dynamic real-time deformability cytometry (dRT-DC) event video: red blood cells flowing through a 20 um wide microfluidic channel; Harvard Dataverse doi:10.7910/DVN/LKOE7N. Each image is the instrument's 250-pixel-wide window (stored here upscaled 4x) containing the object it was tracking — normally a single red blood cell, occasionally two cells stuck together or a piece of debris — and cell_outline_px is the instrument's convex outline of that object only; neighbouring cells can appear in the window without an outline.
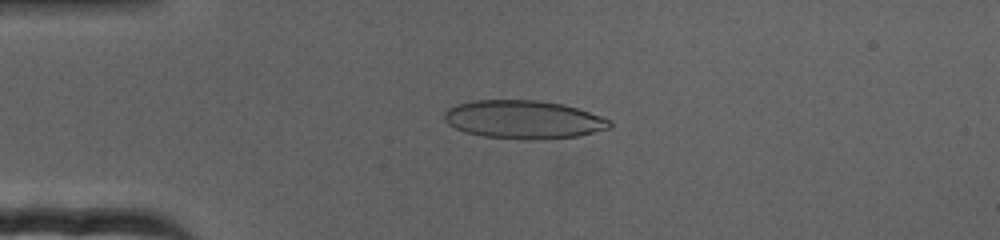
{"species": "human", "species_latin": "Homo sapiens", "temperature_condition": "cold", "stored_images_in_passage": 72, "camera_frame_rate_fps": 3000, "um_per_image_px": 0.085, "donor": {"sex": "female"}, "frame": {"image": 1, "passage_image": 17, "time_ms": 5.333, "image_size_px": [1000, 240], "cell_outline_px": [[612, 128], [576, 136], [528, 140], [484, 136], [464, 132], [448, 124], [444, 120], [444, 112], [448, 108], [456, 104], [472, 100], [536, 100], [564, 104], [600, 116], [608, 120], [612, 124]], "centroid_in_image_um": [44.46, 10.15], "position_along_channel_um": 40.5, "area_um2": 36.82}}
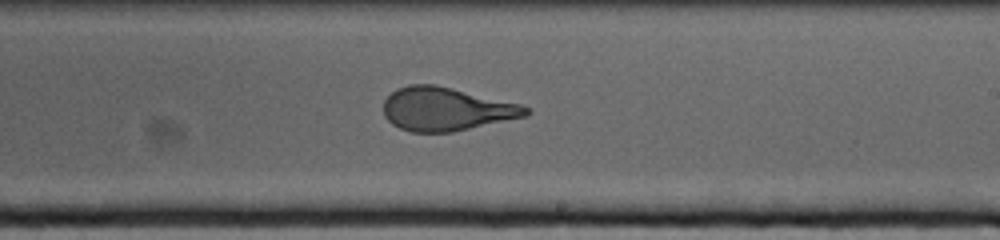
{"frame": {"image": 2, "passage_image": 43, "time_ms": 14.0, "image_size_px": [1000, 240], "cell_outline_px": [[532, 112], [528, 116], [452, 132], [412, 132], [400, 128], [392, 124], [384, 116], [384, 100], [396, 88], [408, 84], [436, 84], [520, 104], [528, 108]], "centroid_in_image_um": [37.92, 9.27], "position_along_channel_um": 251.1, "area_um2": 36.07}}
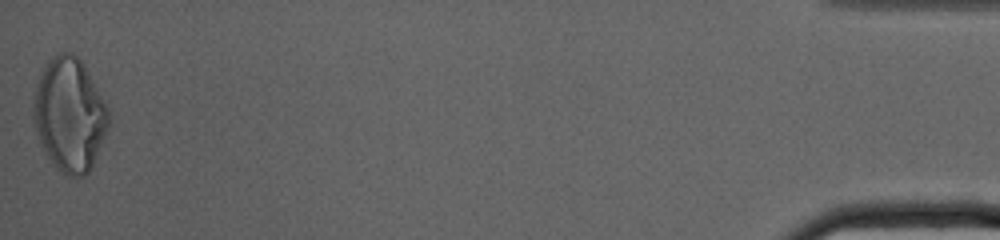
{"frame": {"image": 3, "passage_image": 72, "time_ms": 23.667, "image_size_px": [1000, 240], "cell_outline_px": [[108, 128], [92, 164], [88, 172], [84, 176], [64, 176], [56, 168], [48, 156], [36, 132], [32, 116], [32, 100], [40, 76], [48, 60], [60, 52], [72, 52], [80, 60], [104, 100], [108, 108]], "centroid_in_image_um": [5.88, 9.76], "position_along_channel_um": 429.3, "area_um2": 49.07}}